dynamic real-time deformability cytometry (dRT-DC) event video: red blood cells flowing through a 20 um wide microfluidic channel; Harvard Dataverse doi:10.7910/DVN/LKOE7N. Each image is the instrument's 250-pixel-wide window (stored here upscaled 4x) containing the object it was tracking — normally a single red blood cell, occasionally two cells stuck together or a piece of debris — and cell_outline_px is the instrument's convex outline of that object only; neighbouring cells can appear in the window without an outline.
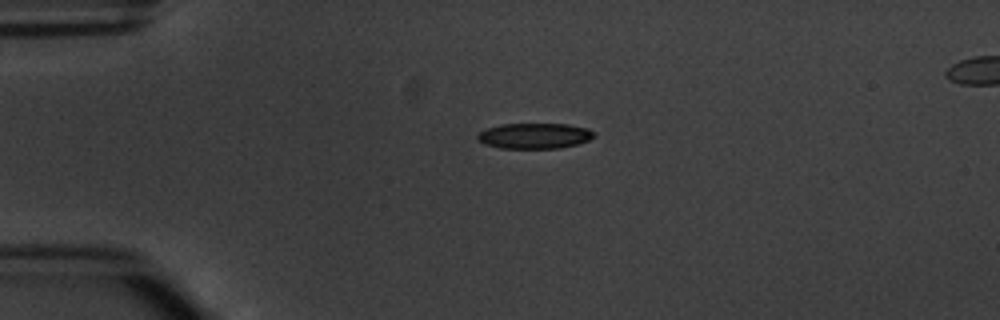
{"species": "common noctule bat (a hibernating species)", "species_latin": "Nyctalus noctula", "temperature_condition": "warm", "stored_images_in_passage": 3, "camera_frame_rate_fps": 3000, "um_per_image_px": 0.085, "animal": {"sex": "male", "body_mass_g": 20.1, "forearm_length_mm": 53.5}, "frame": {"image": 1, "passage_image": 1, "time_ms": 0.0, "image_size_px": [1000, 320], "cell_outline_px": [[596, 136], [588, 140], [576, 144], [560, 148], [500, 148], [484, 144], [476, 136], [484, 128], [500, 124], [568, 124], [588, 128], [596, 132]], "centroid_in_image_um": [45.45, 11.54], "position_along_channel_um": 39.6, "area_um2": 17.46}}